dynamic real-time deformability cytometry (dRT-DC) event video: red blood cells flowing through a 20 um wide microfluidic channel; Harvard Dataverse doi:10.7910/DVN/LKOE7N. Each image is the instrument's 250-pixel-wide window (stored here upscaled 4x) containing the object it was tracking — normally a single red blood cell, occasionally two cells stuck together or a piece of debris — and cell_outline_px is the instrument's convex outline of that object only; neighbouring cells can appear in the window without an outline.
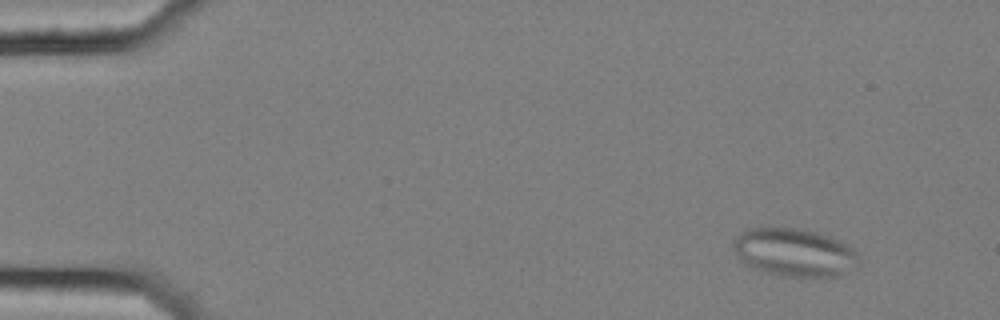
{"species": "common noctule bat (a hibernating species)", "species_latin": "Nyctalus noctula", "temperature_condition": "cold", "stored_images_in_passage": 52, "segment_of_instrument_passage": [1, 2], "camera_frame_rate_fps": 3000, "um_per_image_px": 0.085, "animal": {"sex": "female", "body_mass_g": 25.1}, "frame": {"image": 1, "passage_image": 1, "time_ms": 0.0, "image_size_px": [1000, 320], "cell_outline_px": [[860, 260], [844, 276], [780, 276], [752, 268], [744, 264], [740, 260], [732, 244], [732, 240], [740, 232], [748, 228], [768, 224], [800, 228], [832, 236], [848, 244], [856, 252]], "centroid_in_image_um": [67.48, 21.4], "position_along_channel_um": 17.5, "area_um2": 36.18}}
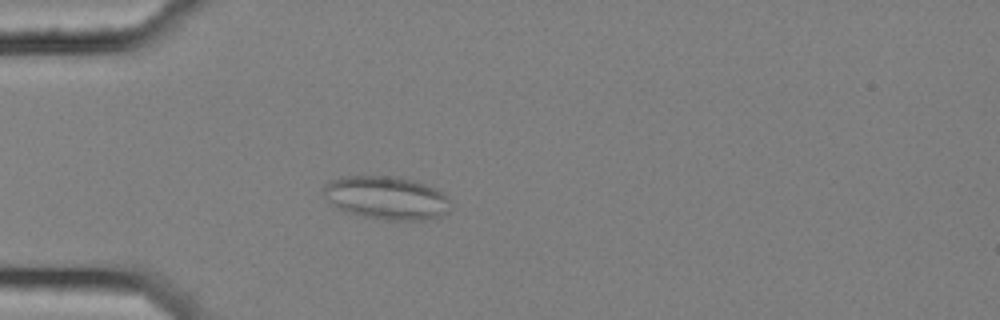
{"frame": {"image": 2, "passage_image": 12, "time_ms": 3.667, "image_size_px": [1000, 320], "cell_outline_px": [[452, 208], [448, 212], [440, 216], [424, 220], [380, 220], [344, 212], [336, 208], [324, 196], [320, 188], [324, 184], [332, 180], [344, 176], [400, 176], [436, 188], [448, 196]], "centroid_in_image_um": [32.84, 16.82], "position_along_channel_um": 52.2, "area_um2": 32.6}}